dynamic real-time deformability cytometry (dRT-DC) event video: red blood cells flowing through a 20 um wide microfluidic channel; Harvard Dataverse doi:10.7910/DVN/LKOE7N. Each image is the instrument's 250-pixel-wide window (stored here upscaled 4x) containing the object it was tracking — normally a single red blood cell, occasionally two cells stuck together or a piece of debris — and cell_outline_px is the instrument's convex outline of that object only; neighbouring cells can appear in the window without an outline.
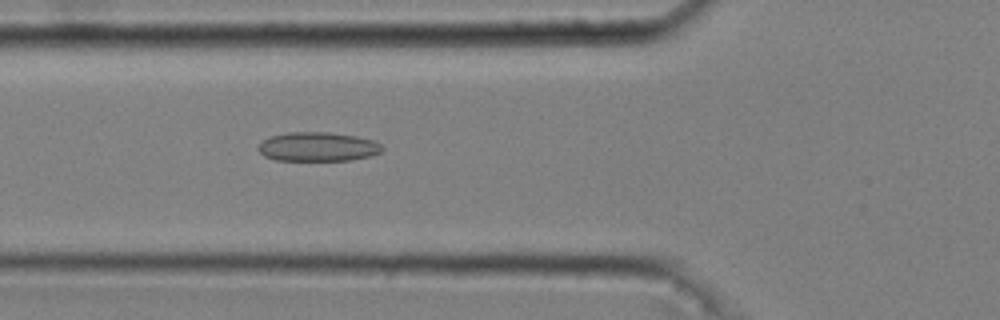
{"species": "common noctule bat (a hibernating species)", "species_latin": "Nyctalus noctula", "temperature_condition": "cold", "stored_images_in_passage": 49, "camera_frame_rate_fps": 3000, "um_per_image_px": 0.085, "animal": {"sex": "male", "body_mass_g": 20.4}, "frame": {"image": 1, "passage_image": 19, "time_ms": 6.0, "image_size_px": [1000, 320], "cell_outline_px": [[384, 148], [380, 152], [368, 156], [348, 160], [276, 160], [264, 156], [256, 148], [268, 136], [288, 132], [328, 132], [356, 136], [372, 140], [380, 144]], "centroid_in_image_um": [26.97, 12.46], "position_along_channel_um": 98.8, "area_um2": 20.92}}
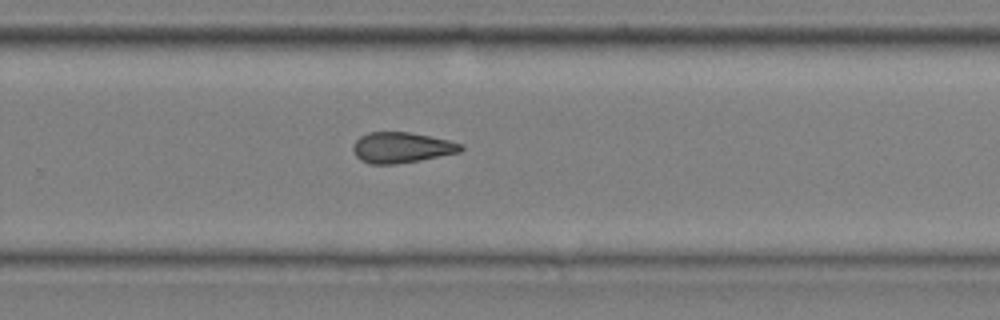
{"frame": {"image": 2, "passage_image": 35, "time_ms": 11.333, "image_size_px": [1000, 320], "cell_outline_px": [[464, 148], [460, 152], [420, 160], [396, 164], [368, 164], [360, 160], [356, 156], [352, 148], [352, 144], [360, 136], [368, 132], [408, 132], [448, 140], [464, 144]], "centroid_in_image_um": [34.11, 12.55], "position_along_channel_um": 295.7, "area_um2": 19.31}}
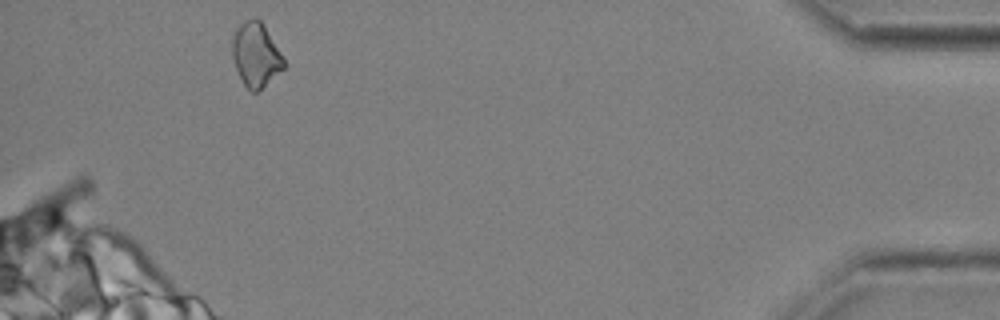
{"frame": {"image": 3, "passage_image": 49, "time_ms": 16.0, "image_size_px": [1000, 320], "cell_outline_px": [[288, 64], [284, 68], [256, 92], [252, 92], [244, 84], [236, 68], [232, 56], [232, 40], [236, 28], [244, 20], [256, 16], [264, 24], [284, 56]], "centroid_in_image_um": [21.77, 4.6], "position_along_channel_um": 413.4, "area_um2": 19.42}}